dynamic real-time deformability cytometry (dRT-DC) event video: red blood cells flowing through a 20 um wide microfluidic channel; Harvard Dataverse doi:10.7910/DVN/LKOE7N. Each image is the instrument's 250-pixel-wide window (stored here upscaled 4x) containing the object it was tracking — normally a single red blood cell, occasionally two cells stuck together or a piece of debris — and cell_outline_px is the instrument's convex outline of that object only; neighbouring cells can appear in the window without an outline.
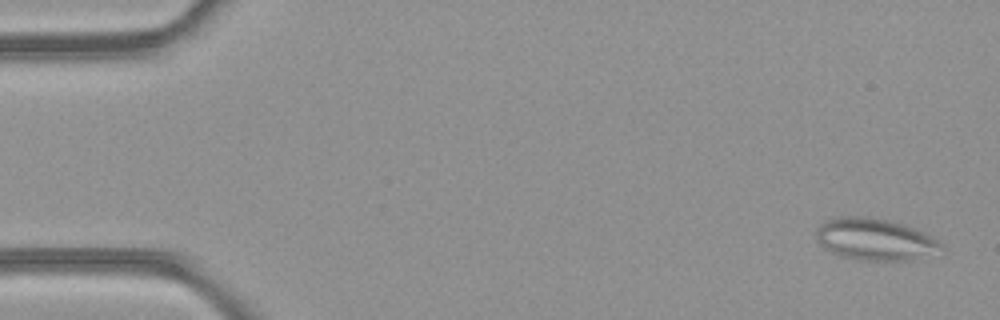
{"species": "common noctule bat (a hibernating species)", "species_latin": "Nyctalus noctula", "temperature_condition": "room temperature", "stored_images_in_passage": 49, "camera_frame_rate_fps": 3000, "um_per_image_px": 0.085, "animal": {"sex": "female", "body_mass_g": 21.9}, "frame": {"image": 1, "passage_image": 2, "time_ms": 0.333, "image_size_px": [1000, 320], "cell_outline_px": [[944, 248], [912, 260], [860, 260], [840, 256], [832, 252], [820, 244], [816, 240], [816, 228], [824, 220], [832, 216], [868, 216], [888, 220], [904, 224], [932, 236], [944, 244]], "centroid_in_image_um": [74.32, 20.32], "position_along_channel_um": 10.7, "area_um2": 30.63}}
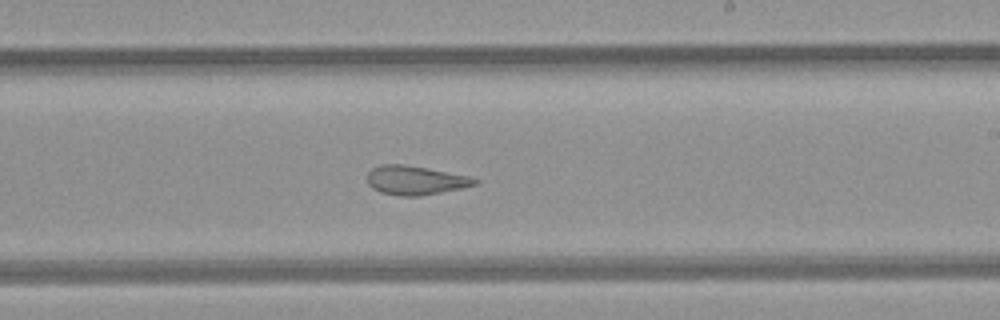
{"frame": {"image": 2, "passage_image": 29, "time_ms": 9.333, "image_size_px": [1000, 320], "cell_outline_px": [[480, 184], [420, 196], [400, 196], [380, 192], [372, 188], [368, 184], [368, 172], [372, 168], [380, 164], [404, 164], [468, 176], [480, 180]], "centroid_in_image_um": [35.29, 15.32], "position_along_channel_um": 253.7, "area_um2": 18.09}}
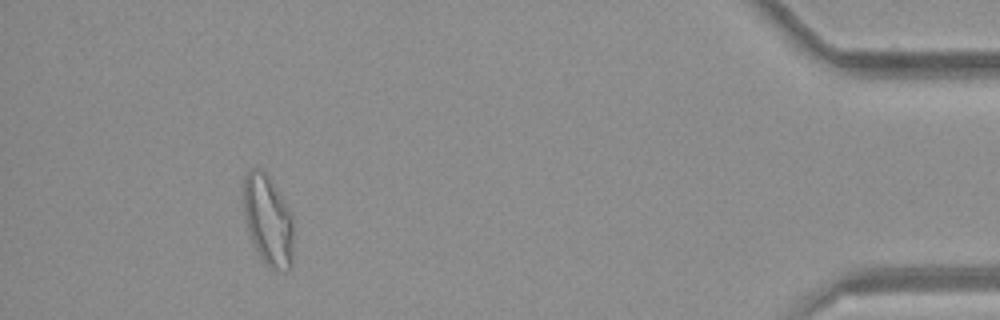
{"frame": {"image": 3, "passage_image": 45, "time_ms": 14.667, "image_size_px": [1000, 320], "cell_outline_px": [[292, 264], [288, 272], [284, 272], [268, 268], [264, 264], [248, 232], [244, 220], [244, 176], [252, 168], [260, 168], [268, 176], [276, 188], [292, 216]], "centroid_in_image_um": [22.78, 18.77], "position_along_channel_um": 412.4, "area_um2": 26.24}, "authors_computed_cell_mechanics": {"area_um2": 23.12, "velocity_mm_per_s": 4.2428, "shape_relaxation_time_tau1_ms": null, "shape_relaxation_time_tau2_ms": 1.935, "deformation_change_tau1": null, "deformation_change_tau2": 0.0978}}